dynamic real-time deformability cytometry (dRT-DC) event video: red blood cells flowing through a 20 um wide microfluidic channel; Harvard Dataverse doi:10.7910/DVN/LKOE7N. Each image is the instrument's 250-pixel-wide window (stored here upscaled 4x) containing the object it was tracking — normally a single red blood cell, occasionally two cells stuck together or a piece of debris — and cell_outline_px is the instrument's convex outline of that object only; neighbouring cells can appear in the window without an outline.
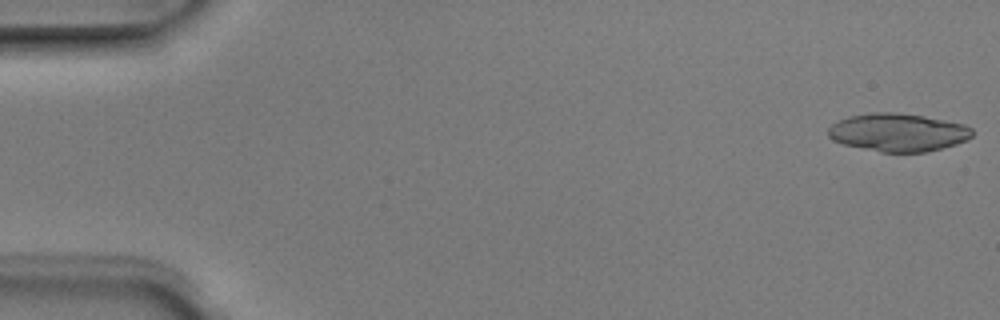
{"species": "Egyptian fruit bat (a non-hibernating species)", "species_latin": "Rousettus aegyptiacus", "temperature_condition": "room temperature", "stored_images_in_passage": 5, "camera_frame_rate_fps": 3000, "um_per_image_px": 0.085, "animal": {"sex": "male"}, "frame": {"image": 1, "passage_image": 1, "time_ms": 0.0, "image_size_px": [1000, 320], "cell_outline_px": [[972, 136], [956, 144], [924, 152], [880, 152], [844, 144], [832, 140], [828, 136], [828, 128], [832, 124], [848, 116], [868, 112], [896, 112], [924, 116], [964, 124], [972, 128]], "centroid_in_image_um": [76.3, 11.24], "position_along_channel_um": 8.7, "area_um2": 31.85}}